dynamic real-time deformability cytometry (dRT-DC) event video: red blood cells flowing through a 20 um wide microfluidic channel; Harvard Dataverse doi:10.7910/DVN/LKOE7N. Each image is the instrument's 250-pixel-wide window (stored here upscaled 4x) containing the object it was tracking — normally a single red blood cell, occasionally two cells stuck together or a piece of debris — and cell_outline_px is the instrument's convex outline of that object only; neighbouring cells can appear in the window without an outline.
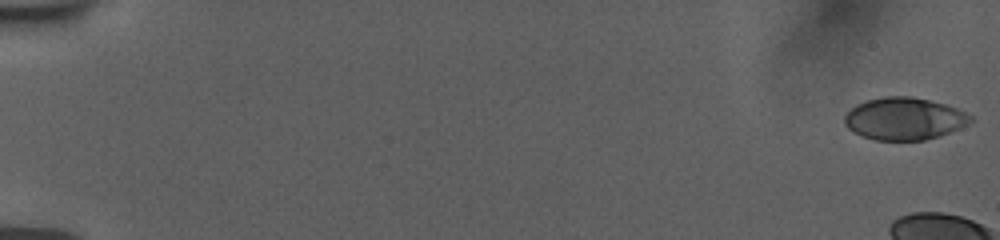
{"species": "human", "species_latin": "Homo sapiens", "temperature_condition": "room temperature", "stored_images_in_passage": 12, "camera_frame_rate_fps": 3000, "um_per_image_px": 0.085, "donor": {"sex": "female"}, "frame": {"image": 1, "passage_image": 1, "time_ms": 0.0, "image_size_px": [1000, 240], "cell_outline_px": [[972, 120], [968, 124], [960, 128], [924, 140], [872, 140], [860, 136], [848, 128], [844, 124], [844, 116], [856, 104], [868, 100], [884, 96], [912, 96], [944, 104], [956, 108], [972, 116]], "centroid_in_image_um": [76.82, 10.09], "position_along_channel_um": 8.2, "area_um2": 30.92}}